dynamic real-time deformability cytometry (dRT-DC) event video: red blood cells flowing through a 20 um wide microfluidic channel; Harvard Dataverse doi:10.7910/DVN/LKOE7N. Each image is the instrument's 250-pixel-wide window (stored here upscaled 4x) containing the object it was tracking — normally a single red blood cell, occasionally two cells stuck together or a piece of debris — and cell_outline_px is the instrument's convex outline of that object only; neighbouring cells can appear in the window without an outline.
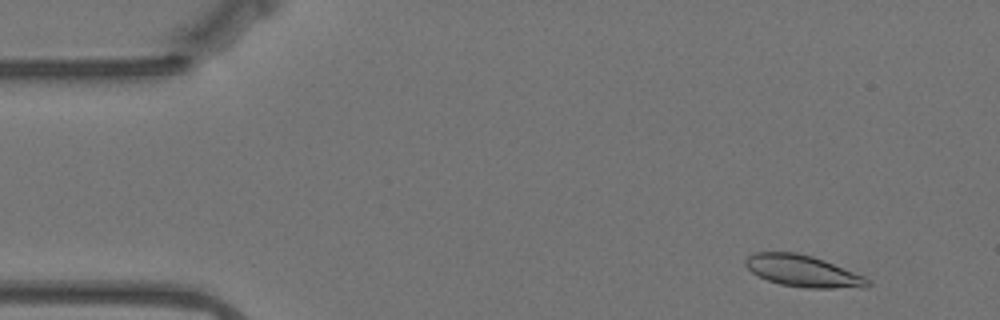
{"species": "Egyptian fruit bat (a non-hibernating species)", "species_latin": "Rousettus aegyptiacus", "temperature_condition": "warm", "stored_images_in_passage": 56, "camera_frame_rate_fps": 3000, "um_per_image_px": 0.085, "animal": {"sex": "female"}, "frame": {"image": 1, "passage_image": 4, "time_ms": 1.0, "image_size_px": [1000, 320], "cell_outline_px": [[872, 284], [868, 288], [808, 288], [780, 284], [768, 280], [752, 272], [744, 264], [744, 260], [748, 256], [756, 252], [796, 252], [812, 256], [824, 260], [864, 276], [872, 280]], "centroid_in_image_um": [68.3, 23.05], "position_along_channel_um": 16.7, "area_um2": 22.6}}
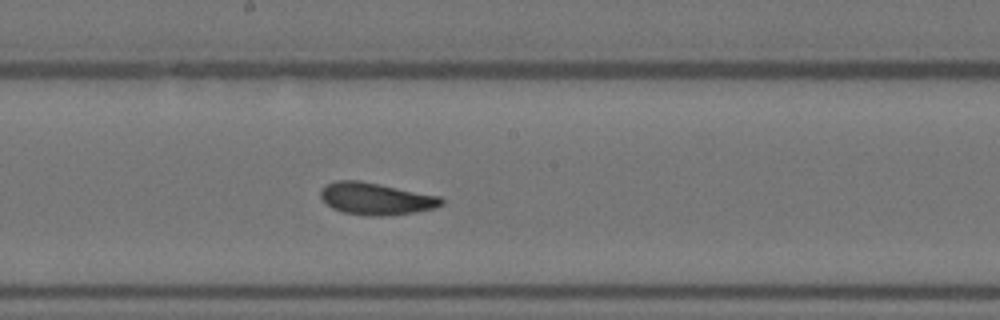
{"frame": {"image": 2, "passage_image": 29, "time_ms": 9.333, "image_size_px": [1000, 320], "cell_outline_px": [[444, 204], [436, 208], [416, 212], [380, 216], [368, 216], [344, 212], [332, 208], [320, 196], [320, 188], [324, 184], [336, 180], [360, 180], [440, 196], [444, 200]], "centroid_in_image_um": [31.95, 16.88], "position_along_channel_um": 216.2, "area_um2": 22.72}}
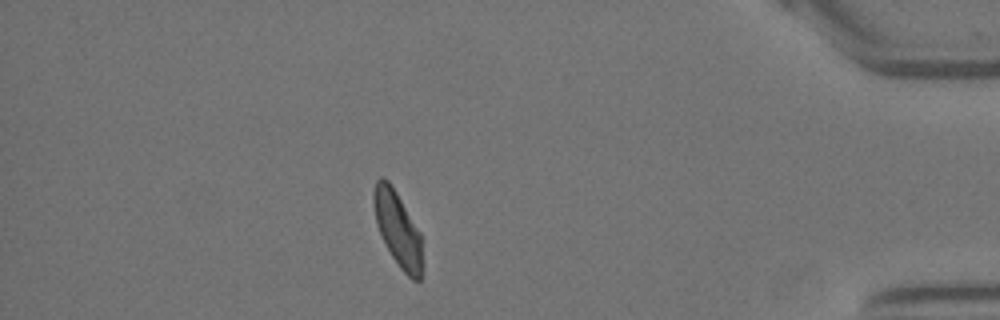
{"frame": {"image": 3, "passage_image": 49, "time_ms": 16.0, "image_size_px": [1000, 320], "cell_outline_px": [[420, 280], [412, 280], [400, 268], [392, 256], [376, 224], [372, 204], [372, 192], [376, 180], [380, 176], [384, 176], [388, 180], [396, 192], [420, 232]], "centroid_in_image_um": [33.74, 19.37], "position_along_channel_um": 401.5, "area_um2": 20.75}, "authors_computed_cell_mechanics": {"area_um2": 22.4842, "velocity_mm_per_s": 3.476, "shape_relaxation_time_tau1_ms": 4.7247, "shape_relaxation_time_tau2_ms": 2.0288, "deformation_change_tau1": 0.14, "deformation_change_tau2": 0.07}}